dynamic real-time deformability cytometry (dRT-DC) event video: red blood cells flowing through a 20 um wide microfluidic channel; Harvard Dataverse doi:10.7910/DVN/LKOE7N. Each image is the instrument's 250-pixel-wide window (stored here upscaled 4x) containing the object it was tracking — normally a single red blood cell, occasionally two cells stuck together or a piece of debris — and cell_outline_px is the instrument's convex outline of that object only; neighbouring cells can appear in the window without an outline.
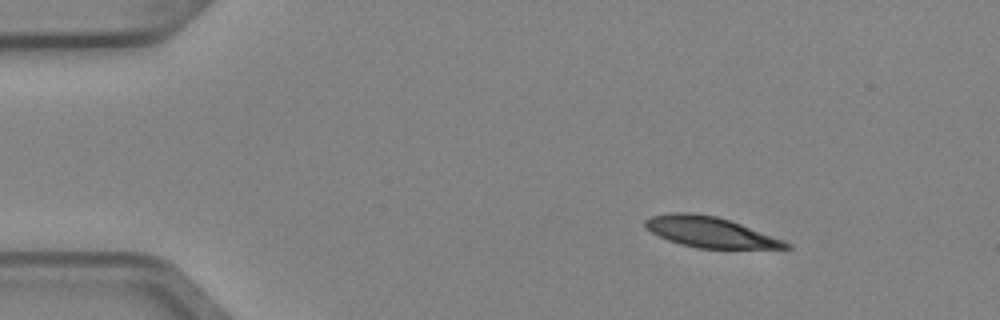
{"species": "Egyptian fruit bat (a non-hibernating species)", "species_latin": "Rousettus aegyptiacus", "temperature_condition": "cold", "stored_images_in_passage": 3, "camera_frame_rate_fps": 3000, "um_per_image_px": 0.085, "animal": {"sex": "female"}, "frame": {"image": 1, "passage_image": 1, "time_ms": 0.0, "image_size_px": [1000, 320], "cell_outline_px": [[792, 248], [696, 248], [680, 244], [668, 240], [644, 228], [644, 220], [652, 216], [668, 212], [692, 212], [716, 216], [740, 224], [784, 240], [792, 244]], "centroid_in_image_um": [60.32, 19.72], "position_along_channel_um": 24.7, "area_um2": 24.91}}